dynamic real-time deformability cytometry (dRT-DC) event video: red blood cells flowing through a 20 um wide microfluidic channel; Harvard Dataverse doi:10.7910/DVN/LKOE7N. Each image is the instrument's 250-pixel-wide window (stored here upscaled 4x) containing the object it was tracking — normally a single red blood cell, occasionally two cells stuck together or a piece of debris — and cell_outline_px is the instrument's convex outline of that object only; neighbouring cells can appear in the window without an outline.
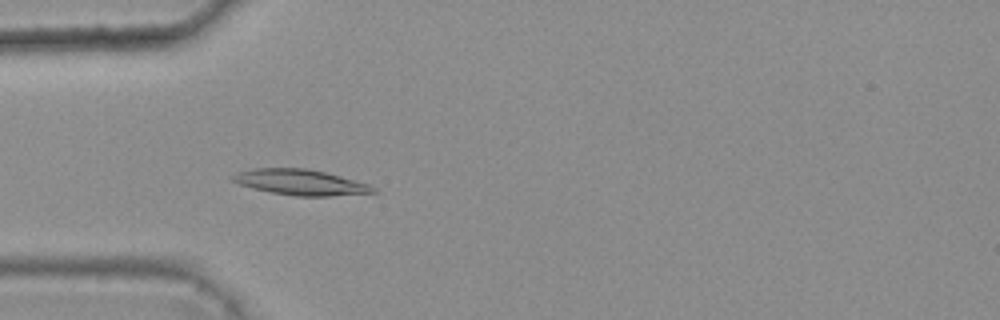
{"species": "common noctule bat (a hibernating species)", "species_latin": "Nyctalus noctula", "temperature_condition": "warm", "stored_images_in_passage": 4, "camera_frame_rate_fps": 3000, "um_per_image_px": 0.085, "animal": {"sex": "female", "body_mass_g": 25.1}, "frame": {"image": 1, "passage_image": 4, "time_ms": 1.0, "image_size_px": [1000, 320], "cell_outline_px": [[376, 192], [332, 196], [296, 196], [272, 192], [252, 188], [240, 184], [232, 180], [228, 176], [240, 172], [256, 168], [304, 168], [324, 172], [368, 184], [376, 188]], "centroid_in_image_um": [25.52, 15.5], "position_along_channel_um": 59.5, "area_um2": 20.63}}